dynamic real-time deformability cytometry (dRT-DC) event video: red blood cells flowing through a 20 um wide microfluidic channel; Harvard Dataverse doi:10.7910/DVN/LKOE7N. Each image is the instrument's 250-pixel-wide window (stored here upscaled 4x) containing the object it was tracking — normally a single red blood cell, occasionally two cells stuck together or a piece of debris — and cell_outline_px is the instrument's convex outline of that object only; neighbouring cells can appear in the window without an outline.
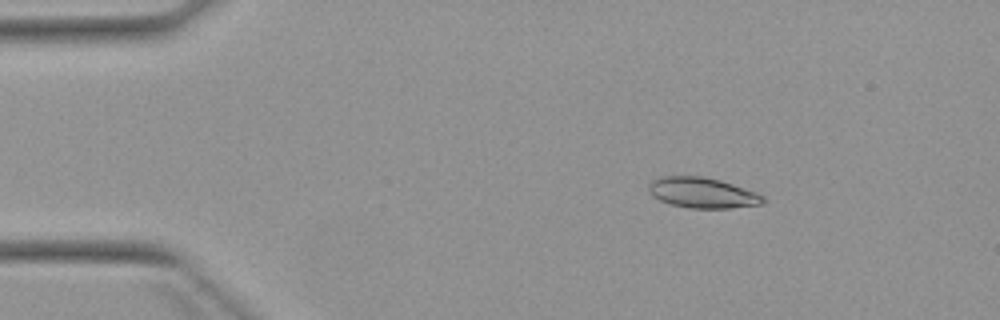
{"species": "Egyptian fruit bat (a non-hibernating species)", "species_latin": "Rousettus aegyptiacus", "temperature_condition": "warm", "stored_images_in_passage": 4, "camera_frame_rate_fps": 3000, "um_per_image_px": 0.085, "animal": {"sex": "female"}, "frame": {"image": 1, "passage_image": 2, "time_ms": 1.333, "image_size_px": [1000, 320], "cell_outline_px": [[768, 200], [764, 204], [728, 208], [688, 208], [672, 204], [660, 200], [652, 196], [648, 188], [648, 184], [652, 180], [660, 176], [704, 176], [720, 180], [756, 192], [764, 196]], "centroid_in_image_um": [59.72, 16.38], "position_along_channel_um": 25.3, "area_um2": 20.46}}